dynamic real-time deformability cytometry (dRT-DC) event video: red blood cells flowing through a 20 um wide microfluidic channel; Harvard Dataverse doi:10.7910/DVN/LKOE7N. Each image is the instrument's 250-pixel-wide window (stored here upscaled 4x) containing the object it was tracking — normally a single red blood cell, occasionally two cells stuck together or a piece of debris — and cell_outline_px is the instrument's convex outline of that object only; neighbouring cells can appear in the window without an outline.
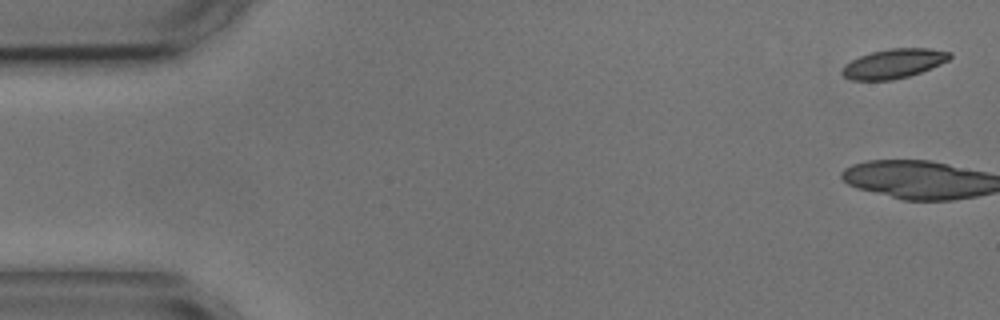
{"species": "common noctule bat (a hibernating species)", "species_latin": "Nyctalus noctula", "temperature_condition": "cold", "stored_images_in_passage": 4, "segment_of_instrument_passage": [2, 2], "camera_frame_rate_fps": 3000, "um_per_image_px": 0.085, "animal": {"sex": "male", "body_mass_g": 17.9, "forearm_length_mm": 54.2}, "frame": {"image": 1, "passage_image": 4, "time_ms": 3.667, "image_size_px": [1000, 320], "cell_outline_px": [[952, 56], [948, 60], [940, 64], [920, 72], [908, 76], [892, 80], [852, 80], [844, 76], [840, 72], [844, 64], [860, 56], [872, 52], [888, 48], [928, 48], [952, 52]], "centroid_in_image_um": [75.96, 5.4], "position_along_channel_um": 9.0, "area_um2": 18.38}}